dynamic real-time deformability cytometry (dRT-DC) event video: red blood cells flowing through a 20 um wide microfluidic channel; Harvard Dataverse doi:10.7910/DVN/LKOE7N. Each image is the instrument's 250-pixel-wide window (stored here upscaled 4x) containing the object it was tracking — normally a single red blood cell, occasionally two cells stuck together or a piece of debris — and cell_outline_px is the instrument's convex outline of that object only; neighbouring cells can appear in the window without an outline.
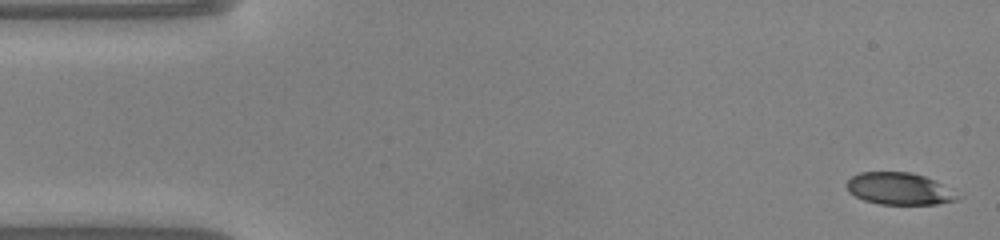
{"species": "common noctule bat (a hibernating species)", "species_latin": "Nyctalus noctula", "temperature_condition": "warm", "stored_images_in_passage": 48, "camera_frame_rate_fps": 3000, "um_per_image_px": 0.085, "animal": {"sex": "male", "body_mass_g": 20.0, "forearm_length_mm": 53.3}, "frame": {"image": 1, "passage_image": 1, "time_ms": 0.0, "image_size_px": [1000, 240], "cell_outline_px": [[964, 196], [960, 200], [936, 204], [880, 204], [864, 200], [848, 192], [848, 180], [852, 176], [860, 172], [908, 172], [924, 176]], "centroid_in_image_um": [76.47, 16.05], "position_along_channel_um": 8.5, "area_um2": 20.58}}
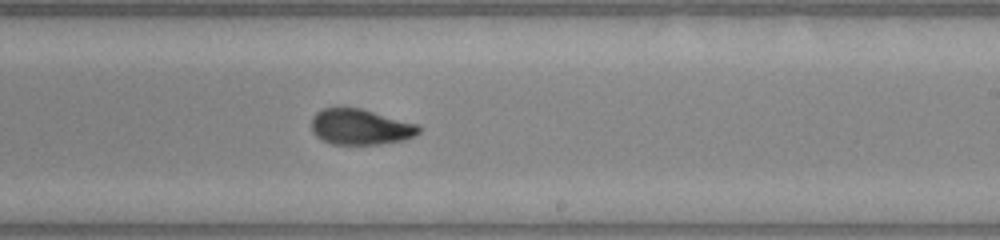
{"frame": {"image": 2, "passage_image": 28, "time_ms": 9.0, "image_size_px": [1000, 240], "cell_outline_px": [[420, 132], [404, 140], [376, 144], [332, 144], [316, 136], [312, 132], [312, 116], [316, 112], [324, 108], [340, 104], [360, 108], [416, 124], [420, 128]], "centroid_in_image_um": [30.56, 10.75], "position_along_channel_um": 258.4, "area_um2": 22.48}}
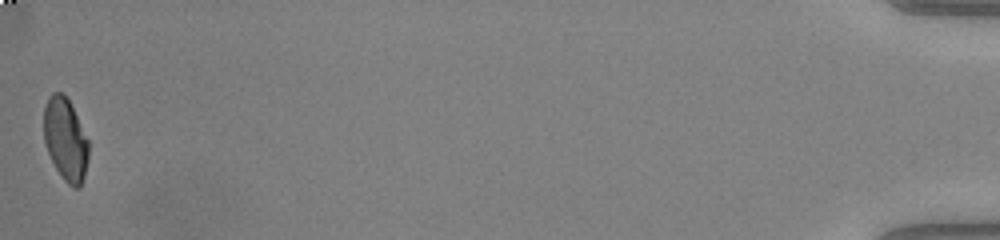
{"frame": {"image": 3, "passage_image": 48, "time_ms": 15.667, "image_size_px": [1000, 240], "cell_outline_px": [[88, 160], [84, 176], [80, 188], [72, 188], [64, 180], [56, 168], [48, 152], [44, 140], [44, 108], [48, 96], [52, 92], [60, 92], [68, 100], [88, 140]], "centroid_in_image_um": [5.56, 11.88], "position_along_channel_um": 429.6, "area_um2": 21.27}, "authors_computed_cell_mechanics": {"area_um2": 22.3975, "velocity_mm_per_s": 4.1257, "shape_relaxation_time_tau1_ms": 4.3827, "shape_relaxation_time_tau2_ms": 1.362, "deformation_change_tau1": 0.1881, "deformation_change_tau2": 0.0518}}